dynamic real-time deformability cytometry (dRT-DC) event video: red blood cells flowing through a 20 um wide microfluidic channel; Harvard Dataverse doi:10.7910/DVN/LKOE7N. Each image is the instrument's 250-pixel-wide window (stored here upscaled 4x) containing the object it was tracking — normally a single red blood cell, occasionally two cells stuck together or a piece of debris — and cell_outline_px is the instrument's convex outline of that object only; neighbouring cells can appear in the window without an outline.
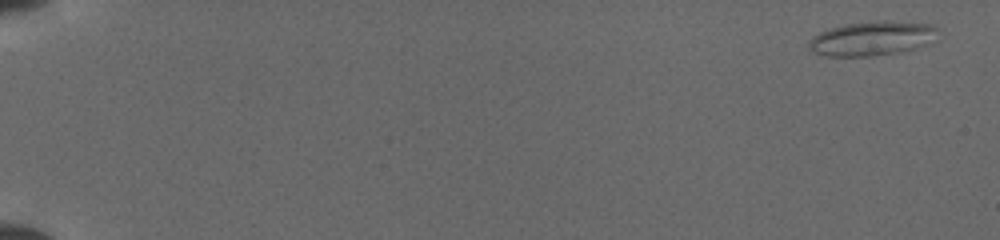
{"species": "common noctule bat (a hibernating species)", "species_latin": "Nyctalus noctula", "temperature_condition": "cold", "stored_images_in_passage": 6, "camera_frame_rate_fps": 3000, "um_per_image_px": 0.085, "animal": {"sex": "female", "body_mass_g": 19.5, "forearm_length_mm": 54.1}, "frame": {"image": 1, "passage_image": 1, "time_ms": 0.0, "image_size_px": [1000, 240], "cell_outline_px": [[936, 28], [916, 48], [900, 52], [868, 56], [828, 56], [812, 52], [808, 48], [808, 40], [812, 36], [828, 28], [844, 24], [876, 20], [888, 20], [932, 24]], "centroid_in_image_um": [73.93, 3.25], "position_along_channel_um": 11.1, "area_um2": 25.26}}